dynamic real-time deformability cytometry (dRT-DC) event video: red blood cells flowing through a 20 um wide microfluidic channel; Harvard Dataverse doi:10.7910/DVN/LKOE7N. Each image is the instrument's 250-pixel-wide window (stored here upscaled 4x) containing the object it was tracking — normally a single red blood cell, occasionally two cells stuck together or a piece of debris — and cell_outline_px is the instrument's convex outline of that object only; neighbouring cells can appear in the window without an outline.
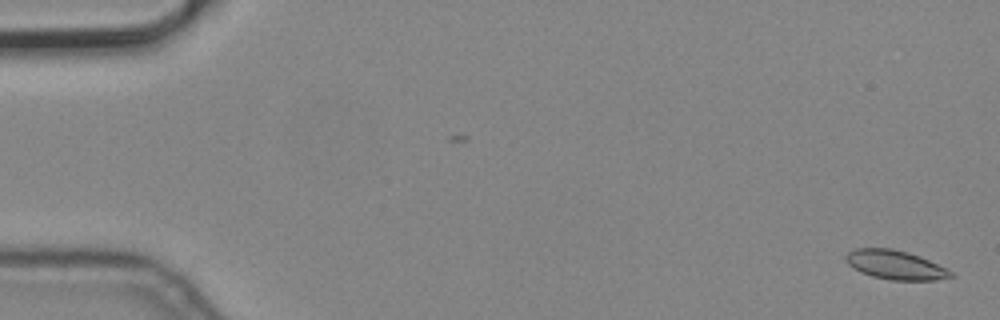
{"species": "common noctule bat (a hibernating species)", "species_latin": "Nyctalus noctula", "temperature_condition": "cold", "stored_images_in_passage": 2, "camera_frame_rate_fps": 3000, "um_per_image_px": 0.085, "animal": {"sex": "male", "body_mass_g": 19.2, "forearm_length_mm": 51.8}, "frame": {"image": 1, "passage_image": 2, "time_ms": 0.333, "image_size_px": [1000, 320], "cell_outline_px": [[956, 276], [936, 280], [892, 280], [872, 276], [848, 264], [844, 260], [844, 256], [848, 252], [856, 248], [892, 248], [908, 252], [920, 256], [948, 268]], "centroid_in_image_um": [76.15, 22.5], "position_along_channel_um": 8.9, "area_um2": 17.8}}